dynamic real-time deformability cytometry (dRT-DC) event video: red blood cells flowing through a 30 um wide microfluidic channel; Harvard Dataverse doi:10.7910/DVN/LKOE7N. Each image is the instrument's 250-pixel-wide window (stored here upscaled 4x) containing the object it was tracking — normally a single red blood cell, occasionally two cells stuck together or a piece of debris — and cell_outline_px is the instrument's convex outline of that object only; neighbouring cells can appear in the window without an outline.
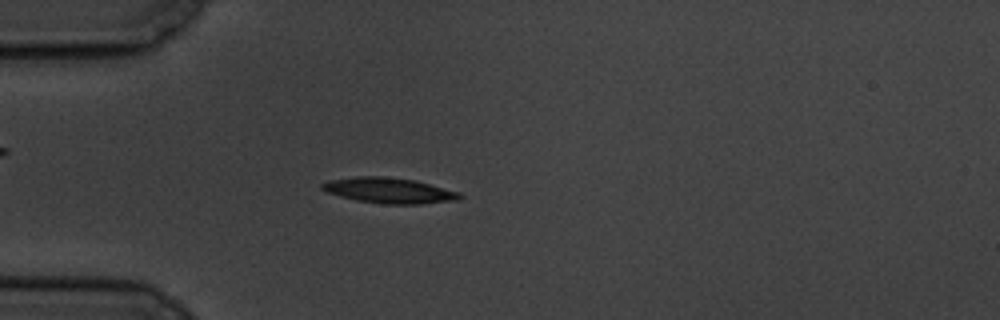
{"species": "common noctule bat (a hibernating species)", "species_latin": "Nyctalus noctula", "temperature_condition": "cold", "stored_images_in_passage": 58, "camera_frame_rate_fps": 3000, "um_per_image_px": 0.085, "animal": {"sex": "male", "body_mass_g": 19.5, "forearm_length_mm": 54.6}, "frame": {"image": 1, "passage_image": 16, "time_ms": 5.0, "image_size_px": [1000, 320], "cell_outline_px": [[464, 196], [460, 200], [420, 204], [384, 204], [356, 200], [340, 196], [328, 192], [320, 188], [320, 184], [332, 180], [360, 176], [380, 176], [416, 180], [460, 192]], "centroid_in_image_um": [33.14, 16.2], "position_along_channel_um": 51.9, "area_um2": 20.46}}
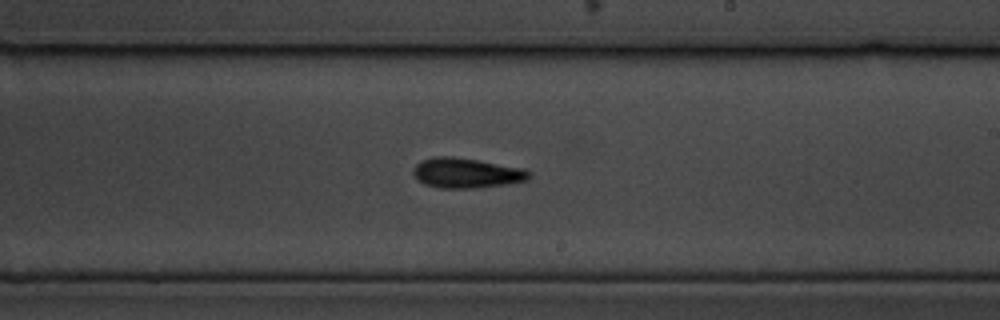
{"frame": {"image": 2, "passage_image": 34, "time_ms": 11.0, "image_size_px": [1000, 320], "cell_outline_px": [[532, 172], [528, 180], [504, 184], [476, 188], [440, 188], [424, 184], [416, 180], [412, 172], [416, 164], [420, 160], [432, 156], [452, 156], [524, 168]], "centroid_in_image_um": [39.61, 14.7], "position_along_channel_um": 249.4, "area_um2": 20.4}}
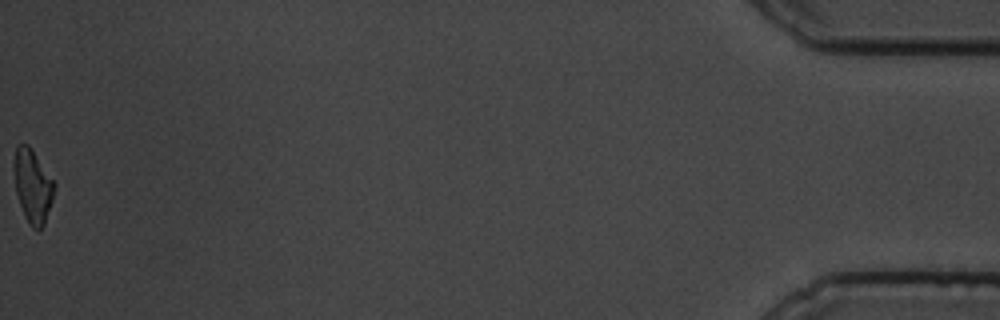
{"frame": {"image": 3, "passage_image": 58, "time_ms": 19.0, "image_size_px": [1000, 320], "cell_outline_px": [[56, 188], [44, 224], [40, 228], [32, 228], [28, 224], [24, 216], [16, 192], [12, 164], [16, 144], [28, 144], [56, 184]], "centroid_in_image_um": [2.75, 15.78], "position_along_channel_um": 432.4, "area_um2": 17.28}, "authors_computed_cell_mechanics": {"area_um2": 18.8428, "velocity_mm_per_s": 3.4763, "shape_relaxation_time_tau1_ms": 2.6693, "shape_relaxation_time_tau2_ms": 7.3754, "deformation_change_tau1": 0.1762, "deformation_change_tau2": 0.1791}}